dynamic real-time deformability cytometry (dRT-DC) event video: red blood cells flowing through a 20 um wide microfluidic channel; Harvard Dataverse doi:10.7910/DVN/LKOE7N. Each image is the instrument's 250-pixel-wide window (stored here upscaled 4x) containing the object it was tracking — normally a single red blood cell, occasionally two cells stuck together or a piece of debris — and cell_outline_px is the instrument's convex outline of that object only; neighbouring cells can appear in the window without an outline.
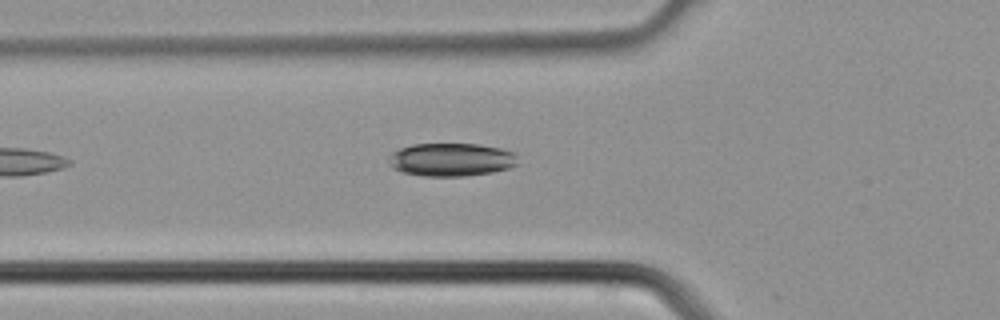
{"species": "common noctule bat (a hibernating species)", "species_latin": "Nyctalus noctula", "temperature_condition": "cold", "stored_images_in_passage": 4, "camera_frame_rate_fps": 3000, "um_per_image_px": 0.085, "animal": {"sex": "male", "body_mass_g": 21.5, "forearm_length_mm": 52.0}, "frame": {"image": 1, "passage_image": 4, "time_ms": 1.0, "image_size_px": [1000, 320], "cell_outline_px": [[520, 164], [508, 168], [492, 172], [464, 176], [424, 176], [400, 172], [392, 168], [388, 164], [388, 156], [392, 152], [400, 148], [412, 144], [480, 144], [500, 148], [516, 152]], "centroid_in_image_um": [38.36, 13.57], "position_along_channel_um": 87.4, "area_um2": 25.37}}